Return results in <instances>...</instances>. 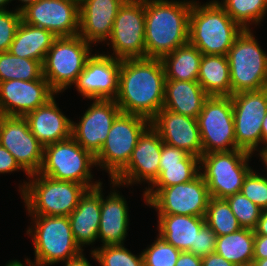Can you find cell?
<instances>
[{"instance_id": "obj_7", "label": "cell", "mask_w": 267, "mask_h": 266, "mask_svg": "<svg viewBox=\"0 0 267 266\" xmlns=\"http://www.w3.org/2000/svg\"><path fill=\"white\" fill-rule=\"evenodd\" d=\"M92 45L79 35L56 37L47 52L43 76L56 93L74 85L92 56Z\"/></svg>"}, {"instance_id": "obj_43", "label": "cell", "mask_w": 267, "mask_h": 266, "mask_svg": "<svg viewBox=\"0 0 267 266\" xmlns=\"http://www.w3.org/2000/svg\"><path fill=\"white\" fill-rule=\"evenodd\" d=\"M267 258V236L255 235L253 247V259Z\"/></svg>"}, {"instance_id": "obj_44", "label": "cell", "mask_w": 267, "mask_h": 266, "mask_svg": "<svg viewBox=\"0 0 267 266\" xmlns=\"http://www.w3.org/2000/svg\"><path fill=\"white\" fill-rule=\"evenodd\" d=\"M175 266H202V257L183 251L180 253Z\"/></svg>"}, {"instance_id": "obj_1", "label": "cell", "mask_w": 267, "mask_h": 266, "mask_svg": "<svg viewBox=\"0 0 267 266\" xmlns=\"http://www.w3.org/2000/svg\"><path fill=\"white\" fill-rule=\"evenodd\" d=\"M165 72L161 59L121 60L119 91L115 102L121 112L151 121L163 107Z\"/></svg>"}, {"instance_id": "obj_28", "label": "cell", "mask_w": 267, "mask_h": 266, "mask_svg": "<svg viewBox=\"0 0 267 266\" xmlns=\"http://www.w3.org/2000/svg\"><path fill=\"white\" fill-rule=\"evenodd\" d=\"M158 234L175 248L189 251L196 247L197 233L206 224L205 217L157 214Z\"/></svg>"}, {"instance_id": "obj_25", "label": "cell", "mask_w": 267, "mask_h": 266, "mask_svg": "<svg viewBox=\"0 0 267 266\" xmlns=\"http://www.w3.org/2000/svg\"><path fill=\"white\" fill-rule=\"evenodd\" d=\"M101 216V185L87 190L75 210L68 216L72 234L81 250L98 239Z\"/></svg>"}, {"instance_id": "obj_31", "label": "cell", "mask_w": 267, "mask_h": 266, "mask_svg": "<svg viewBox=\"0 0 267 266\" xmlns=\"http://www.w3.org/2000/svg\"><path fill=\"white\" fill-rule=\"evenodd\" d=\"M203 54L189 42L161 58L166 79L197 81Z\"/></svg>"}, {"instance_id": "obj_46", "label": "cell", "mask_w": 267, "mask_h": 266, "mask_svg": "<svg viewBox=\"0 0 267 266\" xmlns=\"http://www.w3.org/2000/svg\"><path fill=\"white\" fill-rule=\"evenodd\" d=\"M253 230L255 235L267 236V210H262L260 219L258 220L257 225Z\"/></svg>"}, {"instance_id": "obj_9", "label": "cell", "mask_w": 267, "mask_h": 266, "mask_svg": "<svg viewBox=\"0 0 267 266\" xmlns=\"http://www.w3.org/2000/svg\"><path fill=\"white\" fill-rule=\"evenodd\" d=\"M252 155L242 149L203 154L200 157V174L210 197L225 199L240 193L246 176L252 170L248 164Z\"/></svg>"}, {"instance_id": "obj_45", "label": "cell", "mask_w": 267, "mask_h": 266, "mask_svg": "<svg viewBox=\"0 0 267 266\" xmlns=\"http://www.w3.org/2000/svg\"><path fill=\"white\" fill-rule=\"evenodd\" d=\"M202 266H236L232 262L227 261L221 255L213 252L202 257Z\"/></svg>"}, {"instance_id": "obj_19", "label": "cell", "mask_w": 267, "mask_h": 266, "mask_svg": "<svg viewBox=\"0 0 267 266\" xmlns=\"http://www.w3.org/2000/svg\"><path fill=\"white\" fill-rule=\"evenodd\" d=\"M121 110L115 100H93L78 123L72 121V138L94 156L106 141Z\"/></svg>"}, {"instance_id": "obj_51", "label": "cell", "mask_w": 267, "mask_h": 266, "mask_svg": "<svg viewBox=\"0 0 267 266\" xmlns=\"http://www.w3.org/2000/svg\"><path fill=\"white\" fill-rule=\"evenodd\" d=\"M252 266H267V258H265V259H253Z\"/></svg>"}, {"instance_id": "obj_13", "label": "cell", "mask_w": 267, "mask_h": 266, "mask_svg": "<svg viewBox=\"0 0 267 266\" xmlns=\"http://www.w3.org/2000/svg\"><path fill=\"white\" fill-rule=\"evenodd\" d=\"M110 44L113 53L107 55L116 59L146 58L145 0H126L119 8L106 45Z\"/></svg>"}, {"instance_id": "obj_23", "label": "cell", "mask_w": 267, "mask_h": 266, "mask_svg": "<svg viewBox=\"0 0 267 266\" xmlns=\"http://www.w3.org/2000/svg\"><path fill=\"white\" fill-rule=\"evenodd\" d=\"M25 119L30 131L43 146L72 137V120L58 107L55 95L44 105L28 113Z\"/></svg>"}, {"instance_id": "obj_39", "label": "cell", "mask_w": 267, "mask_h": 266, "mask_svg": "<svg viewBox=\"0 0 267 266\" xmlns=\"http://www.w3.org/2000/svg\"><path fill=\"white\" fill-rule=\"evenodd\" d=\"M266 175L252 169L246 176L241 189V193L262 210H267Z\"/></svg>"}, {"instance_id": "obj_49", "label": "cell", "mask_w": 267, "mask_h": 266, "mask_svg": "<svg viewBox=\"0 0 267 266\" xmlns=\"http://www.w3.org/2000/svg\"><path fill=\"white\" fill-rule=\"evenodd\" d=\"M25 260H26V263L28 264L27 266H33V264L30 262V258L29 259L27 258ZM5 266H24V265L23 263H21V261L11 260V261H8V263H6Z\"/></svg>"}, {"instance_id": "obj_47", "label": "cell", "mask_w": 267, "mask_h": 266, "mask_svg": "<svg viewBox=\"0 0 267 266\" xmlns=\"http://www.w3.org/2000/svg\"><path fill=\"white\" fill-rule=\"evenodd\" d=\"M65 266H92L90 262L85 258L83 252L69 261H65Z\"/></svg>"}, {"instance_id": "obj_11", "label": "cell", "mask_w": 267, "mask_h": 266, "mask_svg": "<svg viewBox=\"0 0 267 266\" xmlns=\"http://www.w3.org/2000/svg\"><path fill=\"white\" fill-rule=\"evenodd\" d=\"M143 193L147 206L157 214L205 217L210 195L203 176L169 187H149Z\"/></svg>"}, {"instance_id": "obj_16", "label": "cell", "mask_w": 267, "mask_h": 266, "mask_svg": "<svg viewBox=\"0 0 267 266\" xmlns=\"http://www.w3.org/2000/svg\"><path fill=\"white\" fill-rule=\"evenodd\" d=\"M0 144L13 155L27 176L39 173L44 146L30 131L25 117L0 115Z\"/></svg>"}, {"instance_id": "obj_12", "label": "cell", "mask_w": 267, "mask_h": 266, "mask_svg": "<svg viewBox=\"0 0 267 266\" xmlns=\"http://www.w3.org/2000/svg\"><path fill=\"white\" fill-rule=\"evenodd\" d=\"M197 123L203 154L238 149L231 96H209L197 116Z\"/></svg>"}, {"instance_id": "obj_21", "label": "cell", "mask_w": 267, "mask_h": 266, "mask_svg": "<svg viewBox=\"0 0 267 266\" xmlns=\"http://www.w3.org/2000/svg\"><path fill=\"white\" fill-rule=\"evenodd\" d=\"M163 143L200 158L203 148L197 119L161 108L151 120Z\"/></svg>"}, {"instance_id": "obj_35", "label": "cell", "mask_w": 267, "mask_h": 266, "mask_svg": "<svg viewBox=\"0 0 267 266\" xmlns=\"http://www.w3.org/2000/svg\"><path fill=\"white\" fill-rule=\"evenodd\" d=\"M205 221L217 236L231 234L242 228L225 199L210 197Z\"/></svg>"}, {"instance_id": "obj_3", "label": "cell", "mask_w": 267, "mask_h": 266, "mask_svg": "<svg viewBox=\"0 0 267 266\" xmlns=\"http://www.w3.org/2000/svg\"><path fill=\"white\" fill-rule=\"evenodd\" d=\"M243 30L217 0H211L203 5L193 1L188 42L202 54L227 56Z\"/></svg>"}, {"instance_id": "obj_2", "label": "cell", "mask_w": 267, "mask_h": 266, "mask_svg": "<svg viewBox=\"0 0 267 266\" xmlns=\"http://www.w3.org/2000/svg\"><path fill=\"white\" fill-rule=\"evenodd\" d=\"M194 0H145V54L161 59L188 43Z\"/></svg>"}, {"instance_id": "obj_53", "label": "cell", "mask_w": 267, "mask_h": 266, "mask_svg": "<svg viewBox=\"0 0 267 266\" xmlns=\"http://www.w3.org/2000/svg\"><path fill=\"white\" fill-rule=\"evenodd\" d=\"M13 0H0V10H6V6L8 5V3Z\"/></svg>"}, {"instance_id": "obj_5", "label": "cell", "mask_w": 267, "mask_h": 266, "mask_svg": "<svg viewBox=\"0 0 267 266\" xmlns=\"http://www.w3.org/2000/svg\"><path fill=\"white\" fill-rule=\"evenodd\" d=\"M29 216L34 223L26 231L33 238L35 258L34 262L30 260L33 266L69 261L83 252L74 240L68 216Z\"/></svg>"}, {"instance_id": "obj_14", "label": "cell", "mask_w": 267, "mask_h": 266, "mask_svg": "<svg viewBox=\"0 0 267 266\" xmlns=\"http://www.w3.org/2000/svg\"><path fill=\"white\" fill-rule=\"evenodd\" d=\"M231 100L237 148L251 154L259 151L257 155H260L262 121L267 113V88L238 92L231 95Z\"/></svg>"}, {"instance_id": "obj_50", "label": "cell", "mask_w": 267, "mask_h": 266, "mask_svg": "<svg viewBox=\"0 0 267 266\" xmlns=\"http://www.w3.org/2000/svg\"><path fill=\"white\" fill-rule=\"evenodd\" d=\"M22 2V6H18V8H16L17 11L21 12L23 9H25L28 5L30 4H34L35 2H37L38 0H18Z\"/></svg>"}, {"instance_id": "obj_30", "label": "cell", "mask_w": 267, "mask_h": 266, "mask_svg": "<svg viewBox=\"0 0 267 266\" xmlns=\"http://www.w3.org/2000/svg\"><path fill=\"white\" fill-rule=\"evenodd\" d=\"M197 81L209 96H231L228 57L203 54Z\"/></svg>"}, {"instance_id": "obj_33", "label": "cell", "mask_w": 267, "mask_h": 266, "mask_svg": "<svg viewBox=\"0 0 267 266\" xmlns=\"http://www.w3.org/2000/svg\"><path fill=\"white\" fill-rule=\"evenodd\" d=\"M32 81L45 79L42 62L12 55L9 51L0 53V82L7 80Z\"/></svg>"}, {"instance_id": "obj_24", "label": "cell", "mask_w": 267, "mask_h": 266, "mask_svg": "<svg viewBox=\"0 0 267 266\" xmlns=\"http://www.w3.org/2000/svg\"><path fill=\"white\" fill-rule=\"evenodd\" d=\"M102 189L101 184V216L98 239L103 243L102 246L124 244L130 220L127 201L115 188L105 199Z\"/></svg>"}, {"instance_id": "obj_37", "label": "cell", "mask_w": 267, "mask_h": 266, "mask_svg": "<svg viewBox=\"0 0 267 266\" xmlns=\"http://www.w3.org/2000/svg\"><path fill=\"white\" fill-rule=\"evenodd\" d=\"M141 253L144 266H175L181 251L158 234L154 243Z\"/></svg>"}, {"instance_id": "obj_20", "label": "cell", "mask_w": 267, "mask_h": 266, "mask_svg": "<svg viewBox=\"0 0 267 266\" xmlns=\"http://www.w3.org/2000/svg\"><path fill=\"white\" fill-rule=\"evenodd\" d=\"M54 95L46 79L0 82V115L25 117Z\"/></svg>"}, {"instance_id": "obj_36", "label": "cell", "mask_w": 267, "mask_h": 266, "mask_svg": "<svg viewBox=\"0 0 267 266\" xmlns=\"http://www.w3.org/2000/svg\"><path fill=\"white\" fill-rule=\"evenodd\" d=\"M90 254L100 266H144L142 253L135 255L124 244L94 248Z\"/></svg>"}, {"instance_id": "obj_6", "label": "cell", "mask_w": 267, "mask_h": 266, "mask_svg": "<svg viewBox=\"0 0 267 266\" xmlns=\"http://www.w3.org/2000/svg\"><path fill=\"white\" fill-rule=\"evenodd\" d=\"M95 156L83 149L72 137L44 146L43 163L39 174L58 181H71L84 185L88 190L103 184L92 181Z\"/></svg>"}, {"instance_id": "obj_17", "label": "cell", "mask_w": 267, "mask_h": 266, "mask_svg": "<svg viewBox=\"0 0 267 266\" xmlns=\"http://www.w3.org/2000/svg\"><path fill=\"white\" fill-rule=\"evenodd\" d=\"M121 60L95 52L74 84L77 91L91 100H115L119 91Z\"/></svg>"}, {"instance_id": "obj_10", "label": "cell", "mask_w": 267, "mask_h": 266, "mask_svg": "<svg viewBox=\"0 0 267 266\" xmlns=\"http://www.w3.org/2000/svg\"><path fill=\"white\" fill-rule=\"evenodd\" d=\"M151 121L139 115L121 112L110 128L106 141L95 155L97 167L112 180L129 162L139 137Z\"/></svg>"}, {"instance_id": "obj_22", "label": "cell", "mask_w": 267, "mask_h": 266, "mask_svg": "<svg viewBox=\"0 0 267 266\" xmlns=\"http://www.w3.org/2000/svg\"><path fill=\"white\" fill-rule=\"evenodd\" d=\"M126 0H85L79 6V36L91 45L106 43L114 19Z\"/></svg>"}, {"instance_id": "obj_48", "label": "cell", "mask_w": 267, "mask_h": 266, "mask_svg": "<svg viewBox=\"0 0 267 266\" xmlns=\"http://www.w3.org/2000/svg\"><path fill=\"white\" fill-rule=\"evenodd\" d=\"M262 144L265 145L262 148V152L267 148V113L262 121Z\"/></svg>"}, {"instance_id": "obj_41", "label": "cell", "mask_w": 267, "mask_h": 266, "mask_svg": "<svg viewBox=\"0 0 267 266\" xmlns=\"http://www.w3.org/2000/svg\"><path fill=\"white\" fill-rule=\"evenodd\" d=\"M216 241V233L205 224L197 233L196 247H192L188 252L199 257L207 256L215 251Z\"/></svg>"}, {"instance_id": "obj_4", "label": "cell", "mask_w": 267, "mask_h": 266, "mask_svg": "<svg viewBox=\"0 0 267 266\" xmlns=\"http://www.w3.org/2000/svg\"><path fill=\"white\" fill-rule=\"evenodd\" d=\"M30 178V179H29ZM19 186L29 215L69 216L88 190L71 181H58L39 173Z\"/></svg>"}, {"instance_id": "obj_15", "label": "cell", "mask_w": 267, "mask_h": 266, "mask_svg": "<svg viewBox=\"0 0 267 266\" xmlns=\"http://www.w3.org/2000/svg\"><path fill=\"white\" fill-rule=\"evenodd\" d=\"M163 141L150 125L139 137L128 164L110 181L112 187L148 183V188L159 176V162Z\"/></svg>"}, {"instance_id": "obj_32", "label": "cell", "mask_w": 267, "mask_h": 266, "mask_svg": "<svg viewBox=\"0 0 267 266\" xmlns=\"http://www.w3.org/2000/svg\"><path fill=\"white\" fill-rule=\"evenodd\" d=\"M254 238V230L249 228H241L231 234L217 236L214 252L236 266H251Z\"/></svg>"}, {"instance_id": "obj_29", "label": "cell", "mask_w": 267, "mask_h": 266, "mask_svg": "<svg viewBox=\"0 0 267 266\" xmlns=\"http://www.w3.org/2000/svg\"><path fill=\"white\" fill-rule=\"evenodd\" d=\"M56 36L49 30L31 26L21 21L9 52L17 57L37 60L43 63Z\"/></svg>"}, {"instance_id": "obj_8", "label": "cell", "mask_w": 267, "mask_h": 266, "mask_svg": "<svg viewBox=\"0 0 267 266\" xmlns=\"http://www.w3.org/2000/svg\"><path fill=\"white\" fill-rule=\"evenodd\" d=\"M231 95L267 88V54L251 29H244L228 54Z\"/></svg>"}, {"instance_id": "obj_27", "label": "cell", "mask_w": 267, "mask_h": 266, "mask_svg": "<svg viewBox=\"0 0 267 266\" xmlns=\"http://www.w3.org/2000/svg\"><path fill=\"white\" fill-rule=\"evenodd\" d=\"M208 97L198 81L166 79L162 108L197 119Z\"/></svg>"}, {"instance_id": "obj_40", "label": "cell", "mask_w": 267, "mask_h": 266, "mask_svg": "<svg viewBox=\"0 0 267 266\" xmlns=\"http://www.w3.org/2000/svg\"><path fill=\"white\" fill-rule=\"evenodd\" d=\"M21 21V12L16 9L0 10V53L9 51Z\"/></svg>"}, {"instance_id": "obj_54", "label": "cell", "mask_w": 267, "mask_h": 266, "mask_svg": "<svg viewBox=\"0 0 267 266\" xmlns=\"http://www.w3.org/2000/svg\"><path fill=\"white\" fill-rule=\"evenodd\" d=\"M69 1H72L76 3L78 6H80L85 0H69Z\"/></svg>"}, {"instance_id": "obj_52", "label": "cell", "mask_w": 267, "mask_h": 266, "mask_svg": "<svg viewBox=\"0 0 267 266\" xmlns=\"http://www.w3.org/2000/svg\"><path fill=\"white\" fill-rule=\"evenodd\" d=\"M261 161L264 163V166H266V172H267V148L259 155Z\"/></svg>"}, {"instance_id": "obj_18", "label": "cell", "mask_w": 267, "mask_h": 266, "mask_svg": "<svg viewBox=\"0 0 267 266\" xmlns=\"http://www.w3.org/2000/svg\"><path fill=\"white\" fill-rule=\"evenodd\" d=\"M22 21L56 37L79 34V6L69 0H38L21 11Z\"/></svg>"}, {"instance_id": "obj_38", "label": "cell", "mask_w": 267, "mask_h": 266, "mask_svg": "<svg viewBox=\"0 0 267 266\" xmlns=\"http://www.w3.org/2000/svg\"><path fill=\"white\" fill-rule=\"evenodd\" d=\"M242 228L254 229L257 225L262 209L251 202L241 192L225 198Z\"/></svg>"}, {"instance_id": "obj_42", "label": "cell", "mask_w": 267, "mask_h": 266, "mask_svg": "<svg viewBox=\"0 0 267 266\" xmlns=\"http://www.w3.org/2000/svg\"><path fill=\"white\" fill-rule=\"evenodd\" d=\"M23 170L13 155L0 144V174Z\"/></svg>"}, {"instance_id": "obj_26", "label": "cell", "mask_w": 267, "mask_h": 266, "mask_svg": "<svg viewBox=\"0 0 267 266\" xmlns=\"http://www.w3.org/2000/svg\"><path fill=\"white\" fill-rule=\"evenodd\" d=\"M200 173V158L162 144L159 176L150 187H169L193 180Z\"/></svg>"}, {"instance_id": "obj_34", "label": "cell", "mask_w": 267, "mask_h": 266, "mask_svg": "<svg viewBox=\"0 0 267 266\" xmlns=\"http://www.w3.org/2000/svg\"><path fill=\"white\" fill-rule=\"evenodd\" d=\"M226 13L243 29L262 22L267 13V0H217Z\"/></svg>"}]
</instances>
